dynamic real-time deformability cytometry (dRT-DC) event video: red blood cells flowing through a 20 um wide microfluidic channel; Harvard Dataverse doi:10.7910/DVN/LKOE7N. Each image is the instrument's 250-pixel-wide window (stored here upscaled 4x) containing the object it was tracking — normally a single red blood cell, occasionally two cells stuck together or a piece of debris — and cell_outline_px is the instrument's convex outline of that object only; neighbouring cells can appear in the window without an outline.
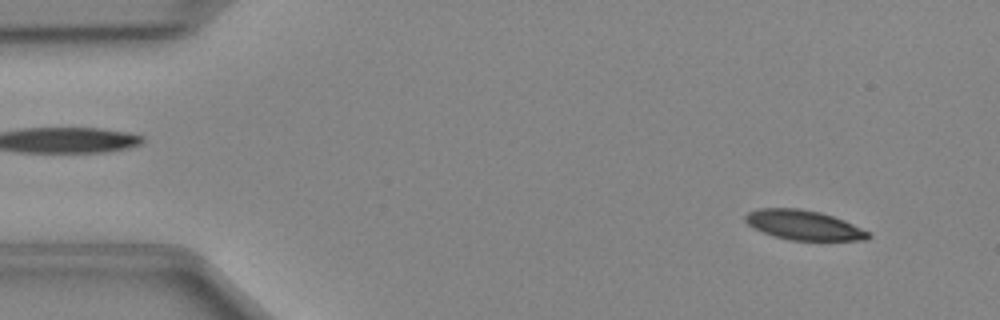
{"species": "Egyptian fruit bat (a non-hibernating species)", "species_latin": "Rousettus aegyptiacus", "temperature_condition": "cold", "stored_images_in_passage": 48, "camera_frame_rate_fps": 3000, "um_per_image_px": 0.085, "animal": {"sex": "female"}, "frame": {"image": 1, "passage_image": 4, "time_ms": 1.0, "image_size_px": [1000, 320], "cell_outline_px": [[872, 236], [868, 240], [788, 240], [752, 228], [744, 220], [744, 216], [748, 212], [756, 208], [800, 208], [820, 212], [844, 220], [868, 232]], "centroid_in_image_um": [68.28, 19.12], "position_along_channel_um": 16.7, "area_um2": 21.21}}
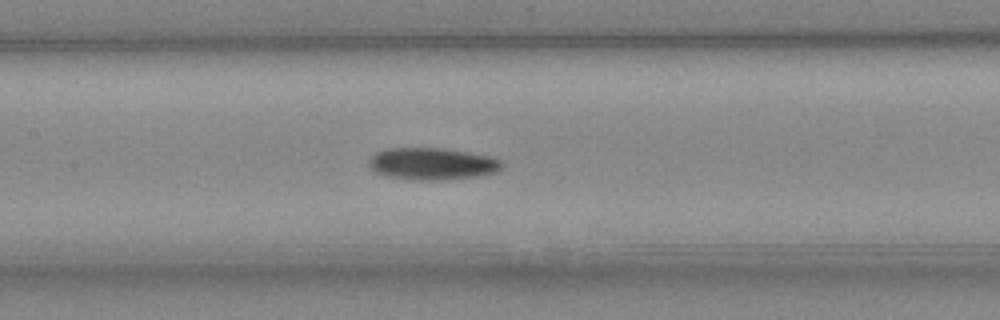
{"frame": {"image": 2, "passage_image": 22, "time_ms": 7.0, "image_size_px": [1000, 320], "cell_outline_px": [[504, 164], [496, 172], [476, 176], [440, 180], [412, 180], [388, 176], [376, 172], [368, 164], [368, 160], [376, 152], [384, 148], [444, 148], [492, 156], [504, 160]], "centroid_in_image_um": [36.75, 13.91], "position_along_channel_um": 170.6, "area_um2": 24.97}}
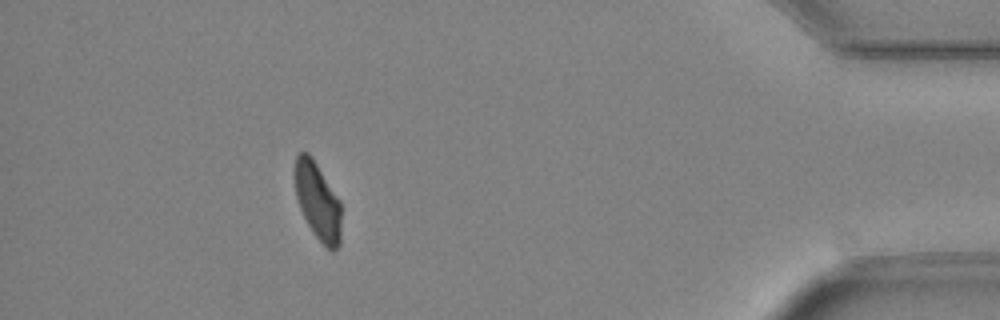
{"frame": {"image": 3, "passage_image": 43, "time_ms": 14.0, "image_size_px": [1000, 320], "cell_outline_px": [[340, 244], [332, 252], [316, 236], [308, 224], [300, 208], [296, 196], [296, 156], [300, 152], [308, 152], [312, 156], [340, 200]], "centroid_in_image_um": [27.02, 17.09], "position_along_channel_um": 408.2, "area_um2": 20.46}}